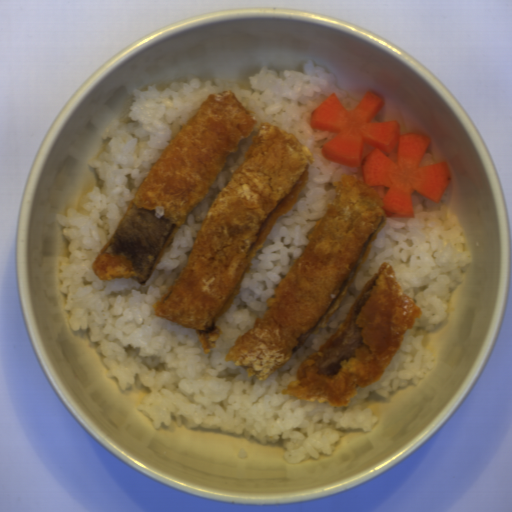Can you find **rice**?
Returning a JSON list of instances; mask_svg holds the SVG:
<instances>
[{
	"instance_id": "1",
	"label": "rice",
	"mask_w": 512,
	"mask_h": 512,
	"mask_svg": "<svg viewBox=\"0 0 512 512\" xmlns=\"http://www.w3.org/2000/svg\"><path fill=\"white\" fill-rule=\"evenodd\" d=\"M249 88L225 80L193 79L133 90L129 114L111 121L103 133L105 149L89 161L98 181L81 209L69 207L55 220L67 241L60 257L59 291L73 332L87 334L102 356L107 377L123 391L145 388L137 410L156 429H210L263 445L279 443L282 457L296 464L331 455L347 430L369 432L380 420L364 402L370 394L390 398L418 386L436 364L425 336L447 320L449 298L465 278L473 253L458 218L446 205L412 192L414 217H388L338 310L274 373L250 377L226 361L237 339L268 312L269 299L310 243L344 175L363 176L322 155L338 133L317 131L311 112L334 94L347 109L362 101L339 86L334 73L313 60L301 70L276 72L263 66L248 77ZM233 90L256 115V128L229 156L203 202L189 216L154 275L139 285L133 279L102 281L91 261L116 231L144 176L208 94ZM263 122L282 127L313 154L309 184L279 219L245 274L241 293L217 323L222 336L204 352L193 328L155 317L162 298L180 272L210 209L242 162ZM392 266L404 295L423 316L405 338L384 376L360 388L348 408L282 395L305 357L311 356L347 317L362 287L383 262Z\"/></svg>"
},
{
	"instance_id": "2",
	"label": "rice",
	"mask_w": 512,
	"mask_h": 512,
	"mask_svg": "<svg viewBox=\"0 0 512 512\" xmlns=\"http://www.w3.org/2000/svg\"><path fill=\"white\" fill-rule=\"evenodd\" d=\"M436 163L430 152H425L420 166Z\"/></svg>"
},
{
	"instance_id": "3",
	"label": "rice",
	"mask_w": 512,
	"mask_h": 512,
	"mask_svg": "<svg viewBox=\"0 0 512 512\" xmlns=\"http://www.w3.org/2000/svg\"><path fill=\"white\" fill-rule=\"evenodd\" d=\"M384 153V152H383ZM393 162H398V144L393 148L390 153H384Z\"/></svg>"
},
{
	"instance_id": "4",
	"label": "rice",
	"mask_w": 512,
	"mask_h": 512,
	"mask_svg": "<svg viewBox=\"0 0 512 512\" xmlns=\"http://www.w3.org/2000/svg\"><path fill=\"white\" fill-rule=\"evenodd\" d=\"M376 147H371L367 144L364 143V147L362 149V153H361V157H362V160L369 154L371 153L372 151L375 150Z\"/></svg>"
}]
</instances>
